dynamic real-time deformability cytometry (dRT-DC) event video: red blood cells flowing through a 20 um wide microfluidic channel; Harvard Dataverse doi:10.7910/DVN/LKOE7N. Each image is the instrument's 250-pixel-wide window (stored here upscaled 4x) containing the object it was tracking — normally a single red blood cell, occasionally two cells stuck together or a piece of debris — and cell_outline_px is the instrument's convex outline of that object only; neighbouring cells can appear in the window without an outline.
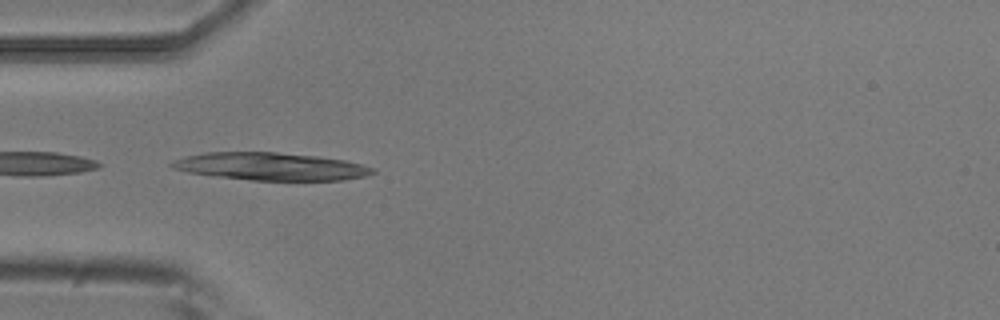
{"species": "common noctule bat (a hibernating species)", "species_latin": "Nyctalus noctula", "temperature_condition": "room temperature", "stored_images_in_passage": 4, "camera_frame_rate_fps": 3000, "um_per_image_px": 0.085, "animal": {"sex": "male", "body_mass_g": 20.5, "forearm_length_mm": 52.5}, "frame": {"image": 1, "passage_image": 3, "time_ms": 0.667, "image_size_px": [1000, 320], "cell_outline_px": [[376, 172], [364, 176], [344, 180], [252, 180], [216, 176], [188, 172], [172, 168], [168, 164], [172, 160], [184, 156], [204, 152], [276, 152], [316, 156], [344, 160], [376, 168]], "centroid_in_image_um": [22.98, 14.14], "position_along_channel_um": 62.0, "area_um2": 32.31}}
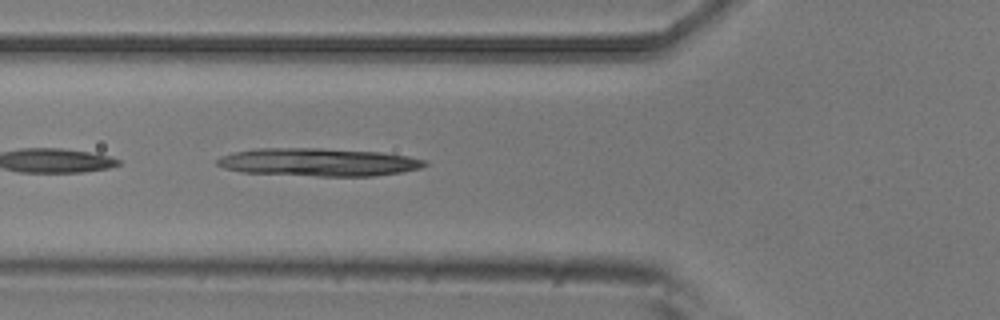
{"frame": {"image": 2, "passage_image": 4, "time_ms": 1.0, "image_size_px": [1000, 320], "cell_outline_px": [[428, 164], [420, 168], [400, 172], [372, 176], [316, 176], [240, 172], [224, 168], [216, 164], [216, 160], [220, 156], [236, 152], [260, 148], [320, 148], [380, 152], [408, 156], [424, 160]], "centroid_in_image_um": [27.04, 13.78], "position_along_channel_um": 98.8, "area_um2": 33.7}}